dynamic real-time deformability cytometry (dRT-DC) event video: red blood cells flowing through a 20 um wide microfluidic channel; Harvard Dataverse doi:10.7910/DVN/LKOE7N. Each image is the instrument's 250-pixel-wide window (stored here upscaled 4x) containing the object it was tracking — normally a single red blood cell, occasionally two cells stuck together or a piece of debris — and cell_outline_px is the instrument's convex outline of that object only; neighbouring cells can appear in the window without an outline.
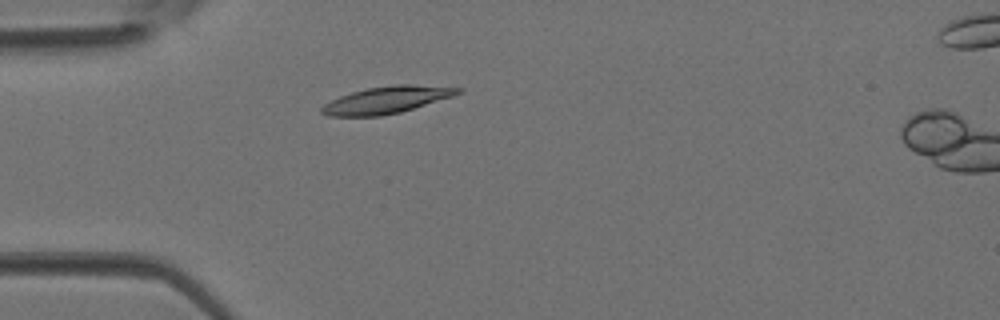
{"species": "Egyptian fruit bat (a non-hibernating species)", "species_latin": "Rousettus aegyptiacus", "temperature_condition": "room temperature", "stored_images_in_passage": 2, "camera_frame_rate_fps": 3000, "um_per_image_px": 0.085, "animal": {"sex": "female"}, "frame": {"image": 1, "passage_image": 1, "time_ms": 0.0, "image_size_px": [1000, 320], "cell_outline_px": [[464, 92], [452, 96], [400, 112], [380, 116], [328, 116], [320, 112], [320, 108], [324, 104], [340, 96], [352, 92], [368, 88], [396, 84], [412, 84], [464, 88]], "centroid_in_image_um": [32.87, 8.49], "position_along_channel_um": 52.1, "area_um2": 21.27}}